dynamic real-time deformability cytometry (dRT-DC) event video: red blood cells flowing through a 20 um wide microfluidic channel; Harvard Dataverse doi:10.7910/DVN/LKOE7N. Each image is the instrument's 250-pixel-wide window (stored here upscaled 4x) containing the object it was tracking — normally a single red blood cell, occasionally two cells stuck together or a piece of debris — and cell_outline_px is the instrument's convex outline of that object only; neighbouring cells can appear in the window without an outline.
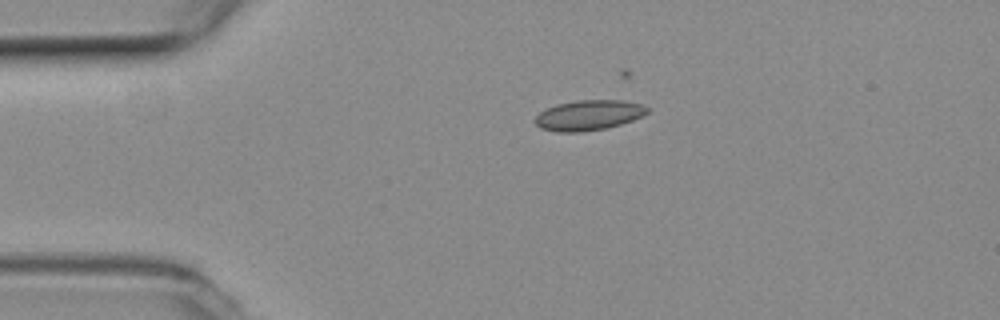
{"species": "common noctule bat (a hibernating species)", "species_latin": "Nyctalus noctula", "temperature_condition": "room temperature", "stored_images_in_passage": 4, "camera_frame_rate_fps": 3000, "um_per_image_px": 0.085, "animal": {"sex": "female", "body_mass_g": 19.3, "forearm_length_mm": 54.1}, "frame": {"image": 1, "passage_image": 1, "time_ms": 0.0, "image_size_px": [1000, 320], "cell_outline_px": [[648, 112], [632, 120], [620, 124], [604, 128], [580, 132], [556, 132], [540, 128], [536, 124], [536, 116], [540, 112], [556, 104], [576, 100], [624, 100], [644, 104], [648, 108]], "centroid_in_image_um": [50.04, 9.78], "position_along_channel_um": 35.0, "area_um2": 19.65}}